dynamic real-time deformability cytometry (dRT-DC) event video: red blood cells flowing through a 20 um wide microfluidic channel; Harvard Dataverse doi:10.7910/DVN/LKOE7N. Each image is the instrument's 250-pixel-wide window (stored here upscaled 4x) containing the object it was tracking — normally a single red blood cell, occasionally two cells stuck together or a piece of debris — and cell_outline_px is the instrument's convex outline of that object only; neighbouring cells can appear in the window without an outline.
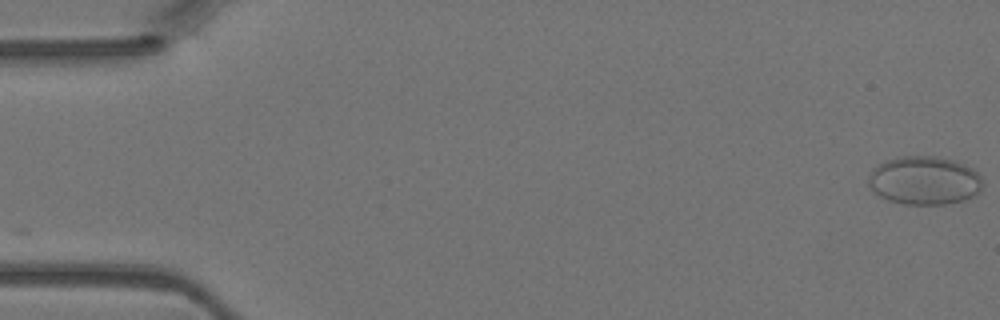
{"species": "Egyptian fruit bat (a non-hibernating species)", "species_latin": "Rousettus aegyptiacus", "temperature_condition": "warm", "stored_images_in_passage": 47, "camera_frame_rate_fps": 3000, "um_per_image_px": 0.085, "animal": {"sex": "female"}, "frame": {"image": 1, "passage_image": 1, "time_ms": 0.0, "image_size_px": [1000, 320], "cell_outline_px": [[984, 184], [972, 196], [964, 200], [944, 204], [904, 204], [888, 200], [880, 196], [868, 184], [868, 176], [872, 168], [876, 164], [900, 156], [932, 156], [952, 160], [964, 164], [972, 168], [980, 176]], "centroid_in_image_um": [78.54, 15.33], "position_along_channel_um": 6.5, "area_um2": 32.14}}
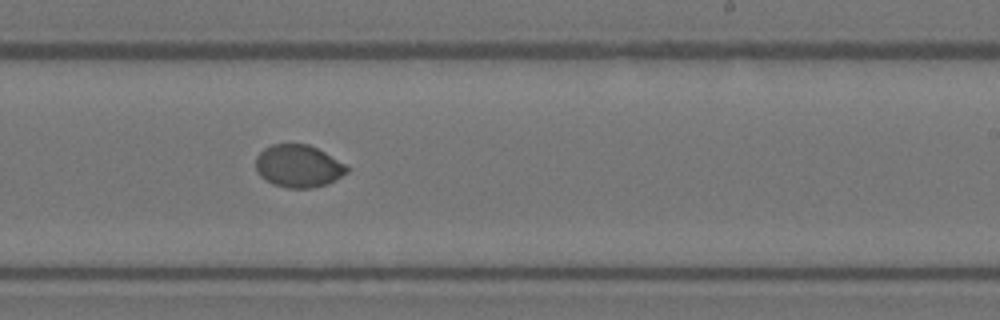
{"frame": {"image": 2, "passage_image": 28, "time_ms": 9.0, "image_size_px": [1000, 320], "cell_outline_px": [[348, 172], [328, 184], [312, 188], [288, 188], [272, 184], [264, 180], [256, 172], [256, 156], [264, 148], [272, 144], [308, 144], [324, 152], [344, 164], [348, 168]], "centroid_in_image_um": [25.32, 14.13], "position_along_channel_um": 263.7, "area_um2": 22.6}}
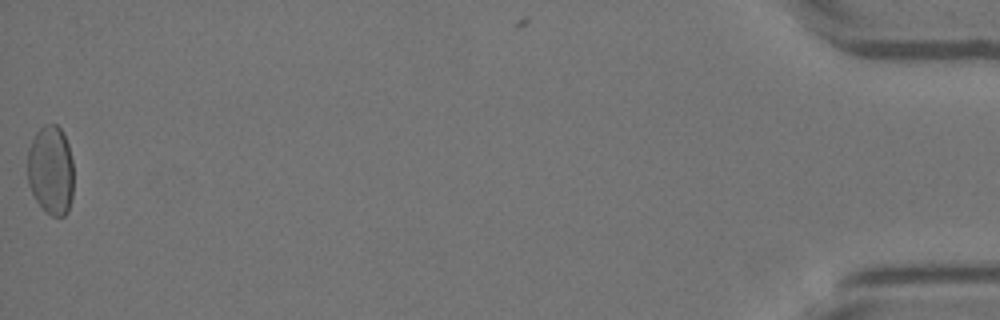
{"frame": {"image": 3, "passage_image": 46, "time_ms": 15.0, "image_size_px": [1000, 320], "cell_outline_px": [[72, 196], [68, 212], [64, 216], [52, 216], [36, 200], [28, 184], [28, 148], [36, 132], [44, 124], [56, 124], [64, 132], [68, 144], [72, 160]], "centroid_in_image_um": [4.32, 14.43], "position_along_channel_um": 430.9, "area_um2": 23.93}}